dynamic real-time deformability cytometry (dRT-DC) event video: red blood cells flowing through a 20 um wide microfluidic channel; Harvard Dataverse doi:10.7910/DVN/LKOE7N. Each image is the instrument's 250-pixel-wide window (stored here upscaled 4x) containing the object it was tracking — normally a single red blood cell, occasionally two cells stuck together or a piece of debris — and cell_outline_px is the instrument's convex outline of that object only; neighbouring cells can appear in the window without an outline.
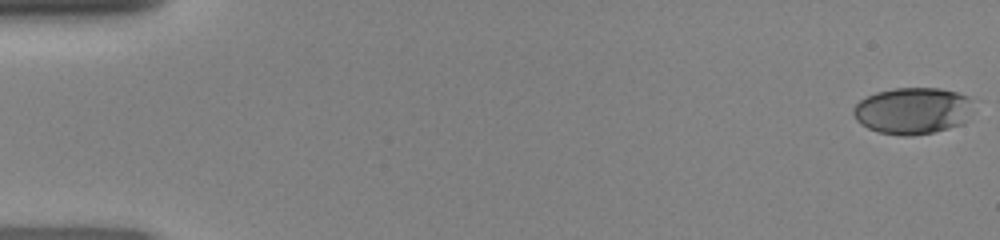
{"species": "human", "species_latin": "Homo sapiens", "temperature_condition": "room temperature", "stored_images_in_passage": 48, "camera_frame_rate_fps": 3000, "um_per_image_px": 0.085, "donor": {"sex": "female"}, "frame": {"image": 1, "passage_image": 1, "time_ms": 0.0, "image_size_px": [1000, 240], "cell_outline_px": [[968, 100], [964, 124], [932, 132], [912, 136], [900, 136], [880, 132], [868, 128], [860, 124], [856, 120], [852, 112], [852, 108], [860, 100], [876, 92], [896, 88], [940, 88], [956, 92], [968, 96]], "centroid_in_image_um": [77.48, 9.42], "position_along_channel_um": 7.5, "area_um2": 32.14}}
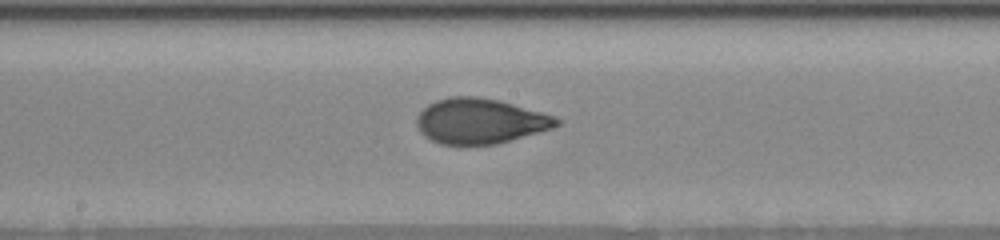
{"frame": {"image": 2, "passage_image": 26, "time_ms": 8.333, "image_size_px": [1000, 240], "cell_outline_px": [[560, 124], [552, 128], [496, 144], [440, 144], [424, 136], [420, 132], [416, 124], [416, 116], [428, 104], [436, 100], [452, 96], [476, 96], [500, 100], [544, 112], [560, 120]], "centroid_in_image_um": [40.79, 10.27], "position_along_channel_um": 207.4, "area_um2": 36.82}}
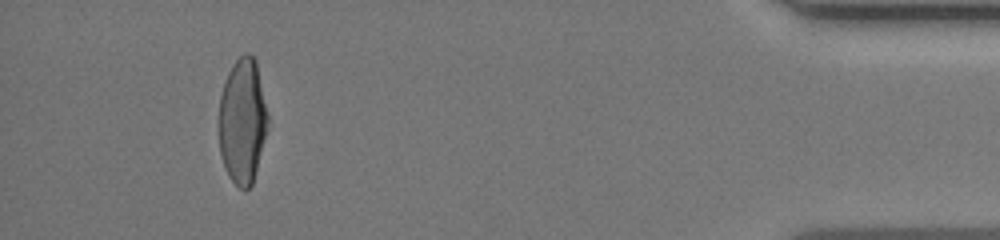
{"frame": {"image": 3, "passage_image": 45, "time_ms": 14.667, "image_size_px": [1000, 240], "cell_outline_px": [[268, 128], [252, 184], [244, 192], [228, 176], [220, 152], [220, 96], [228, 72], [232, 64], [244, 52], [248, 52], [256, 60], [268, 116]], "centroid_in_image_um": [20.63, 10.28], "position_along_channel_um": 414.6, "area_um2": 35.43}}